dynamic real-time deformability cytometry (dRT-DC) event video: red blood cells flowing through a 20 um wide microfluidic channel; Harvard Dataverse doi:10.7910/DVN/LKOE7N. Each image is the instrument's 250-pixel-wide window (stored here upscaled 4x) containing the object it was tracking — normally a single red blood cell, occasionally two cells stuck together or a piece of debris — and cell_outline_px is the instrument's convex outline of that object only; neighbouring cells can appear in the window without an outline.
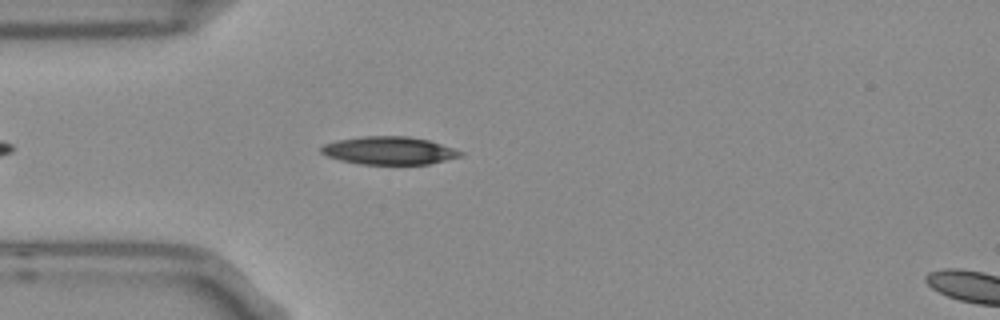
{"species": "Egyptian fruit bat (a non-hibernating species)", "species_latin": "Rousettus aegyptiacus", "temperature_condition": "room temperature", "stored_images_in_passage": 38, "camera_frame_rate_fps": 3000, "um_per_image_px": 0.085, "frame": {"image": 1, "passage_image": 6, "time_ms": 1.667, "image_size_px": [1000, 320], "cell_outline_px": [[464, 152], [460, 156], [428, 164], [360, 164], [340, 160], [328, 156], [320, 152], [320, 148], [324, 144], [336, 140], [360, 136], [408, 136], [428, 140]], "centroid_in_image_um": [33.02, 12.79], "position_along_channel_um": 52.0, "area_um2": 22.48}, "authors_computed_cell_mechanics": {"area_um2": 22.9466, "velocity_mm_per_s": 3.762, "shape_relaxation_time_tau1_ms": 4.9211, "shape_relaxation_time_tau2_ms": 6.2777, "deformation_change_tau1": 0.1748, "deformation_change_tau2": 0.1316}}